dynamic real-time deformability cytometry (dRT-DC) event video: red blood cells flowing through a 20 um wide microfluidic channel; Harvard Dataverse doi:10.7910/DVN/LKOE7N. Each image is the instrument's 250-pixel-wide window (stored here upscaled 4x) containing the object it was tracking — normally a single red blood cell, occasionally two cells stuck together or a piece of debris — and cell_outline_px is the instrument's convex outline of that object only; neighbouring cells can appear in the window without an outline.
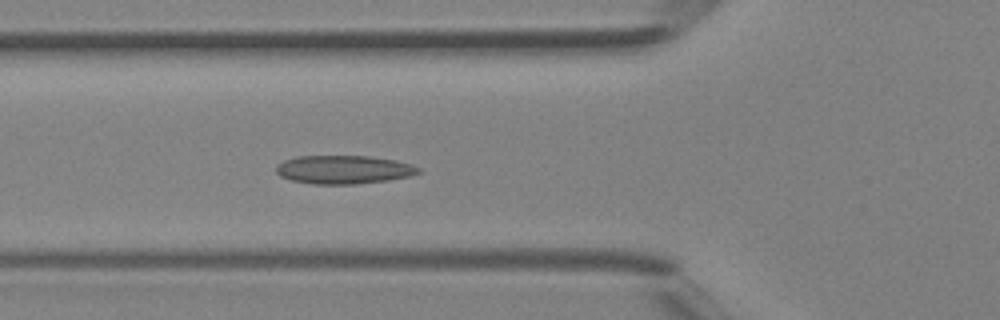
{"species": "Egyptian fruit bat (a non-hibernating species)", "species_latin": "Rousettus aegyptiacus", "temperature_condition": "room temperature", "stored_images_in_passage": 44, "segment_of_instrument_passage": [1, 2], "camera_frame_rate_fps": 3000, "um_per_image_px": 0.085, "animal": {"sex": "female"}, "frame": {"image": 1, "passage_image": 16, "time_ms": 5.0, "image_size_px": [1000, 320], "cell_outline_px": [[420, 172], [412, 176], [388, 180], [356, 184], [312, 184], [292, 180], [280, 176], [276, 172], [276, 164], [284, 160], [296, 156], [368, 156], [396, 160], [412, 164], [420, 168]], "centroid_in_image_um": [29.22, 14.41], "position_along_channel_um": 96.6, "area_um2": 23.76}}
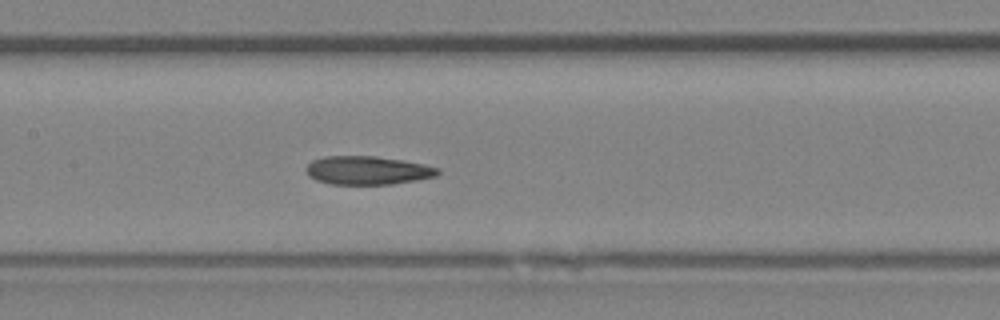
{"frame": {"image": 2, "passage_image": 21, "time_ms": 6.667, "image_size_px": [1000, 320], "cell_outline_px": [[440, 172], [436, 176], [416, 180], [392, 184], [332, 184], [316, 180], [308, 176], [308, 164], [312, 160], [324, 156], [376, 156], [404, 160], [424, 164], [440, 168]], "centroid_in_image_um": [31.27, 14.47], "position_along_channel_um": 176.1, "area_um2": 21.85}}
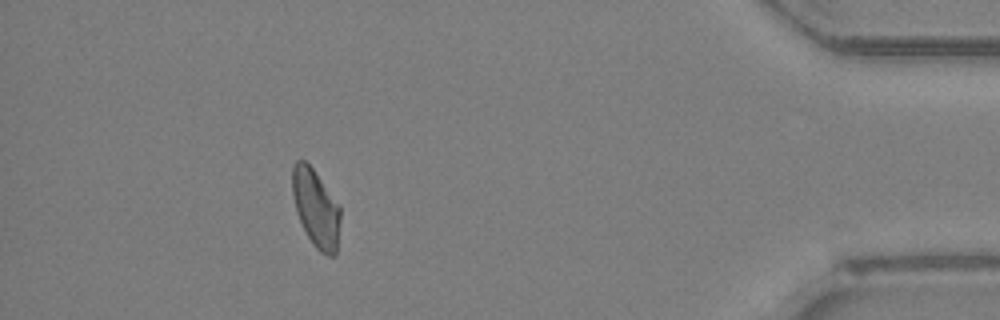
{"frame": {"image": 3, "passage_image": 39, "time_ms": 12.667, "image_size_px": [1000, 320], "cell_outline_px": [[340, 220], [336, 252], [332, 256], [328, 256], [320, 252], [312, 244], [296, 212], [292, 196], [292, 164], [296, 160], [304, 160], [312, 168], [340, 204]], "centroid_in_image_um": [26.84, 17.68], "position_along_channel_um": 408.4, "area_um2": 21.79}}